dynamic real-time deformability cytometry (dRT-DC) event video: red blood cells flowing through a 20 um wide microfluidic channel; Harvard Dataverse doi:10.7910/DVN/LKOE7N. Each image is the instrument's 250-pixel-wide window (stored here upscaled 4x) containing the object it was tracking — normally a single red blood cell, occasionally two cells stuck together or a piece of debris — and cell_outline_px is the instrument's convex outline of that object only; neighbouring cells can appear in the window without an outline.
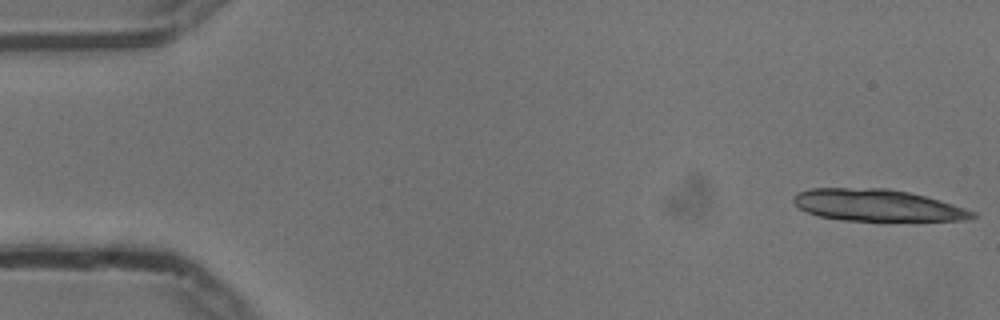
{"species": "common noctule bat (a hibernating species)", "species_latin": "Nyctalus noctula", "temperature_condition": "cold", "stored_images_in_passage": 14, "camera_frame_rate_fps": 3000, "um_per_image_px": 0.085, "animal": {"sex": "male", "body_mass_g": 13.3}, "frame": {"image": 1, "passage_image": 1, "time_ms": 0.0, "image_size_px": [1000, 320], "cell_outline_px": [[976, 216], [968, 220], [844, 220], [820, 216], [808, 212], [800, 208], [792, 200], [792, 196], [796, 192], [812, 188], [888, 188], [908, 192], [940, 200], [976, 212]], "centroid_in_image_um": [74.54, 17.43], "position_along_channel_um": 10.5, "area_um2": 32.83}}